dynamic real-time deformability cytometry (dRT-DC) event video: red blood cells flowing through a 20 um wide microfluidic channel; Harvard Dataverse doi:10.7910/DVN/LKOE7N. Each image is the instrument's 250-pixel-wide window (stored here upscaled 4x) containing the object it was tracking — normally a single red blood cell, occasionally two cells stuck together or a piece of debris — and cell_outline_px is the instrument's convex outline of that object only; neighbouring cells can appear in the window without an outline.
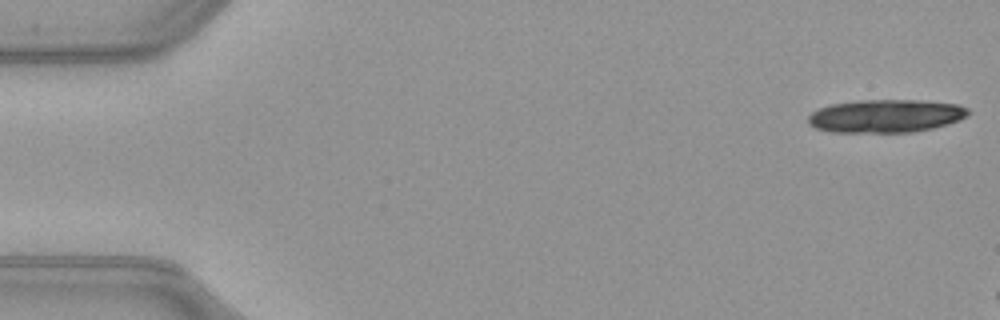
{"species": "common noctule bat (a hibernating species)", "species_latin": "Nyctalus noctula", "temperature_condition": "warm", "stored_images_in_passage": 7, "camera_frame_rate_fps": 3000, "um_per_image_px": 0.085, "animal": {"sex": "female", "body_mass_g": 21.9}, "frame": {"image": 1, "passage_image": 1, "time_ms": 0.0, "image_size_px": [1000, 320], "cell_outline_px": [[972, 112], [968, 116], [960, 120], [948, 124], [932, 128], [912, 132], [828, 132], [816, 128], [808, 124], [808, 116], [812, 112], [820, 108], [832, 104], [860, 100], [916, 100], [956, 104], [968, 108]], "centroid_in_image_um": [75.3, 9.86], "position_along_channel_um": 9.7, "area_um2": 30.92}}